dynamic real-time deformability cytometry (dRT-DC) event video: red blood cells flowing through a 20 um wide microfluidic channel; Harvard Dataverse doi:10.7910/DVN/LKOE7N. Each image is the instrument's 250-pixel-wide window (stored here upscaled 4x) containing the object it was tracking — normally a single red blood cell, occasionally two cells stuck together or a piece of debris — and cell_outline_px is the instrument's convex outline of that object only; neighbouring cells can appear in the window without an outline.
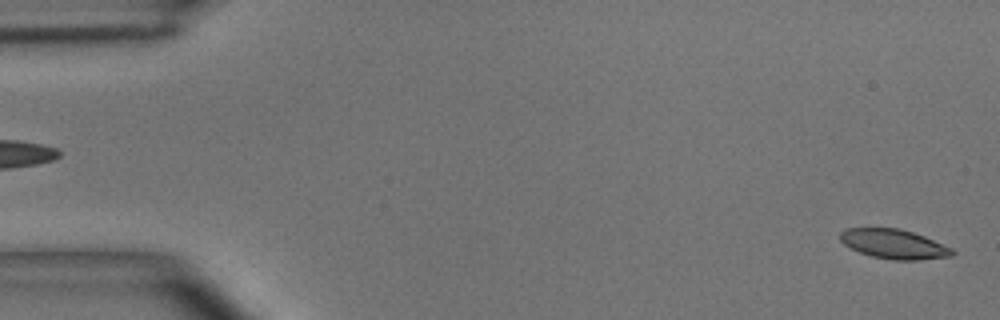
{"species": "common noctule bat (a hibernating species)", "species_latin": "Nyctalus noctula", "temperature_condition": "room temperature", "stored_images_in_passage": 49, "camera_frame_rate_fps": 3000, "um_per_image_px": 0.085, "animal": {"sex": "male", "body_mass_g": 15.6}, "frame": {"image": 1, "passage_image": 1, "time_ms": 0.0, "image_size_px": [1000, 320], "cell_outline_px": [[956, 252], [952, 256], [920, 260], [892, 260], [872, 256], [860, 252], [844, 244], [840, 240], [840, 232], [844, 228], [900, 228], [924, 236], [952, 248]], "centroid_in_image_um": [75.99, 20.74], "position_along_channel_um": 9.0, "area_um2": 19.25}}
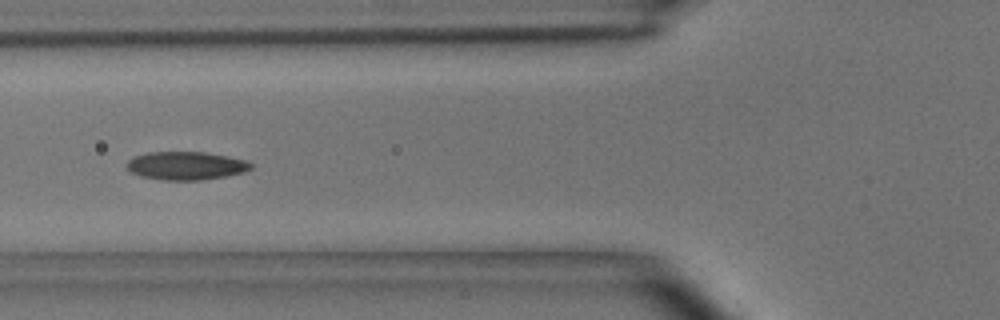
{"frame": {"image": 2, "passage_image": 18, "time_ms": 5.667, "image_size_px": [1000, 320], "cell_outline_px": [[252, 168], [244, 172], [224, 176], [200, 180], [160, 180], [140, 176], [132, 172], [124, 164], [132, 156], [148, 152], [204, 152], [228, 156], [248, 160], [252, 164]], "centroid_in_image_um": [15.79, 14.08], "position_along_channel_um": 110.0, "area_um2": 20.58}}
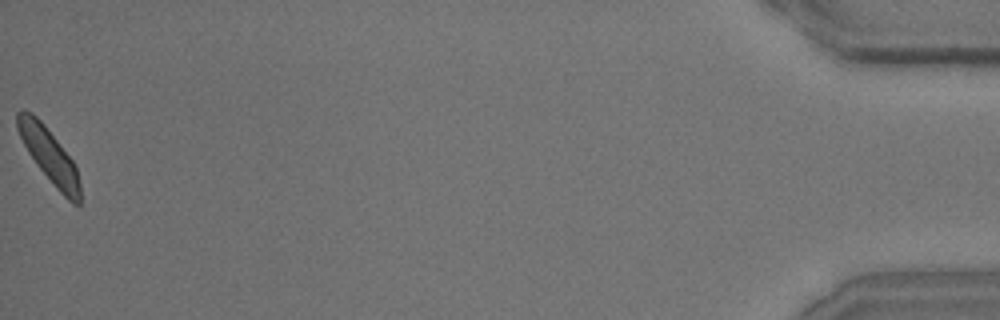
{"frame": {"image": 3, "passage_image": 49, "time_ms": 16.0, "image_size_px": [1000, 320], "cell_outline_px": [[80, 204], [72, 204], [56, 188], [36, 164], [28, 152], [16, 128], [16, 112], [24, 108], [32, 112], [44, 124], [72, 160], [76, 168], [80, 184]], "centroid_in_image_um": [4.15, 13.19], "position_along_channel_um": 431.0, "area_um2": 19.65}, "authors_computed_cell_mechanics": {"area_um2": 19.8254, "velocity_mm_per_s": 4.0411, "shape_relaxation_time_tau1_ms": 3.1602, "shape_relaxation_time_tau2_ms": 2.2367, "deformation_change_tau1": 0.0944, "deformation_change_tau2": 0.0678}}